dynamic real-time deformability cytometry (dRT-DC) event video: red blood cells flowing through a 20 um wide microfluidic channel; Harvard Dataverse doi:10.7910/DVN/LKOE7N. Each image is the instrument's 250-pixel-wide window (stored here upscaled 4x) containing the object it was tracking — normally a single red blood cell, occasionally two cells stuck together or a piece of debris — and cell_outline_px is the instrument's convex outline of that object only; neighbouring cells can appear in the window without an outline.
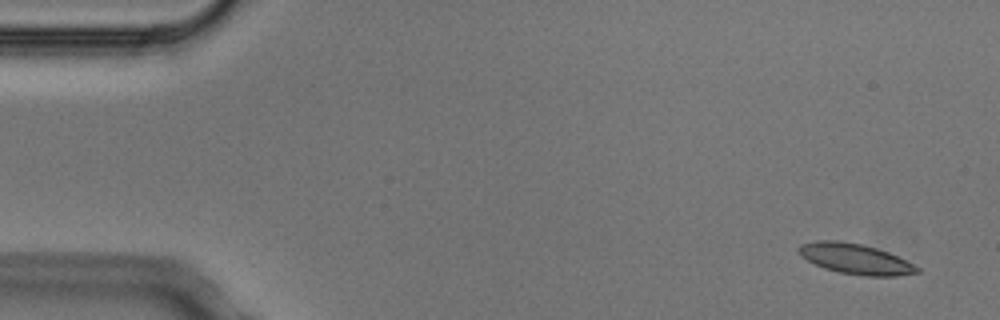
{"species": "Egyptian fruit bat (a non-hibernating species)", "species_latin": "Rousettus aegyptiacus", "temperature_condition": "cold", "stored_images_in_passage": 4, "segment_of_instrument_passage": [2, 2], "camera_frame_rate_fps": 3000, "um_per_image_px": 0.085, "animal": {"sex": "male"}, "frame": {"image": 1, "passage_image": 4, "time_ms": 1.0, "image_size_px": [1000, 320], "cell_outline_px": [[920, 272], [896, 276], [864, 276], [840, 272], [824, 268], [800, 256], [796, 248], [800, 244], [816, 240], [840, 240], [860, 244], [876, 248], [888, 252], [920, 268]], "centroid_in_image_um": [72.66, 21.99], "position_along_channel_um": 12.3, "area_um2": 20.87}}